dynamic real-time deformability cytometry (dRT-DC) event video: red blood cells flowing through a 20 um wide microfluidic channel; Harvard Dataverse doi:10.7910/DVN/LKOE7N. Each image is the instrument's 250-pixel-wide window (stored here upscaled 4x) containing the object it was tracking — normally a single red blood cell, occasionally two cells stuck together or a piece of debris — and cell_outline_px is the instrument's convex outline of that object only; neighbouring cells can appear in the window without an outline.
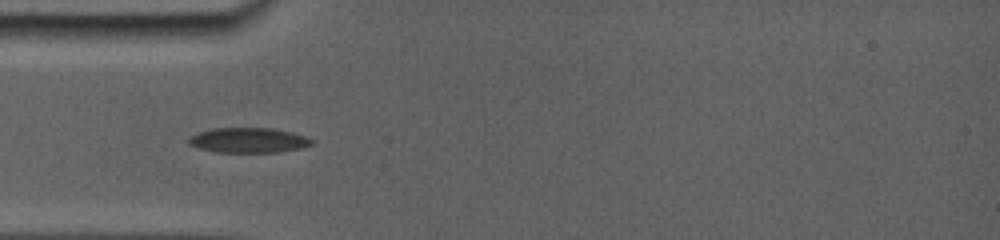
{"species": "common noctule bat (a hibernating species)", "species_latin": "Nyctalus noctula", "temperature_condition": "room temperature", "stored_images_in_passage": 41, "camera_frame_rate_fps": 5000, "um_per_image_px": 0.085, "animal": {"sex": "female", "body_mass_g": 19.0, "forearm_length_mm": 56.7}, "frame": {"image": 1, "passage_image": 1, "time_ms": 0.0, "image_size_px": [1000, 240], "cell_outline_px": [[312, 144], [296, 148], [276, 152], [216, 152], [200, 148], [192, 144], [188, 140], [192, 136], [200, 132], [216, 128], [264, 128], [304, 136], [312, 140]], "centroid_in_image_um": [21.07, 11.93], "position_along_channel_um": 63.9, "area_um2": 17.05}}
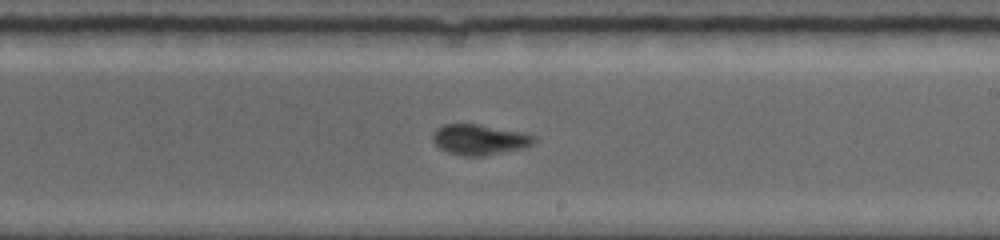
{"frame": {"image": 2, "passage_image": 23, "time_ms": 4.8, "image_size_px": [1000, 240], "cell_outline_px": [[536, 140], [532, 144], [524, 148], [484, 156], [460, 156], [448, 152], [440, 148], [432, 140], [432, 132], [436, 128], [444, 124], [476, 124], [524, 132], [532, 136]], "centroid_in_image_um": [40.72, 11.87], "position_along_channel_um": 248.3, "area_um2": 18.03}}
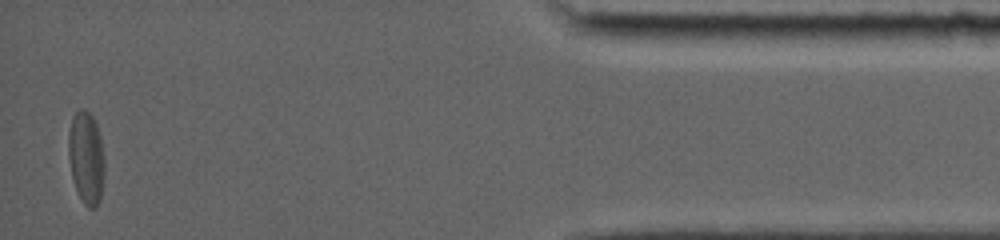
{"frame": {"image": 3, "passage_image": 41, "time_ms": 11.0, "image_size_px": [1000, 240], "cell_outline_px": [[104, 176], [100, 200], [96, 208], [88, 208], [84, 204], [76, 188], [72, 176], [68, 156], [68, 132], [72, 116], [80, 108], [84, 108], [92, 116], [96, 124], [100, 136], [104, 156]], "centroid_in_image_um": [7.33, 13.39], "position_along_channel_um": 427.9, "area_um2": 19.59}, "authors_computed_cell_mechanics": {"area_um2": 17.7446, "velocity_mm_per_s": 3.8468, "shape_relaxation_time_tau1_ms": 3.6202, "shape_relaxation_time_tau2_ms": 1.0473, "deformation_change_tau1": 0.1392, "deformation_change_tau2": 0.0599}}